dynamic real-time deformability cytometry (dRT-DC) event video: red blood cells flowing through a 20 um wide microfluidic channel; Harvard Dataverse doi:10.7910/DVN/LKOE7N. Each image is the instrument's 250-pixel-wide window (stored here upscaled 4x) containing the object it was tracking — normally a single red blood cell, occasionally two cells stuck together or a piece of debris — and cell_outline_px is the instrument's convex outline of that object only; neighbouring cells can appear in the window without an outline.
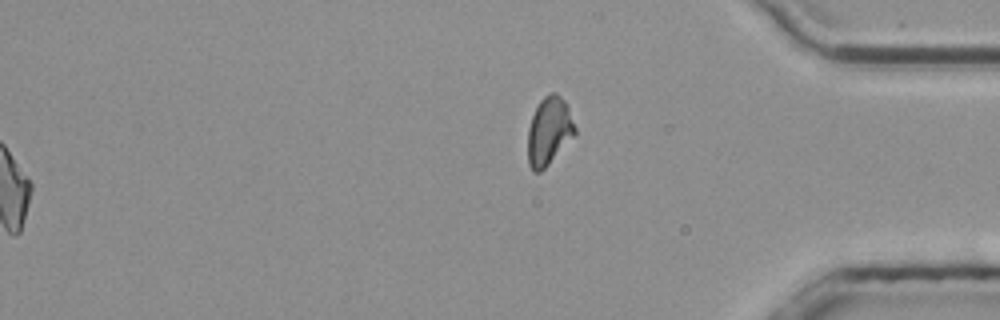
{"species": "common noctule bat (a hibernating species)", "species_latin": "Nyctalus noctula", "temperature_condition": "room temperature", "stored_images_in_passage": 56, "segment_of_instrument_passage": [2, 2], "camera_frame_rate_fps": 3000, "um_per_image_px": 0.085, "animal": {"sex": "male", "body_mass_g": 20.4}, "frame": {"image": 1, "passage_image": 56, "time_ms": 18.333, "image_size_px": [1000, 320], "cell_outline_px": [[576, 132], [548, 164], [540, 172], [532, 172], [528, 164], [528, 128], [532, 116], [540, 100], [544, 96], [552, 92], [556, 92], [564, 100], [568, 108], [576, 128]], "centroid_in_image_um": [46.64, 11.13], "position_along_channel_um": 388.6, "area_um2": 18.38}}